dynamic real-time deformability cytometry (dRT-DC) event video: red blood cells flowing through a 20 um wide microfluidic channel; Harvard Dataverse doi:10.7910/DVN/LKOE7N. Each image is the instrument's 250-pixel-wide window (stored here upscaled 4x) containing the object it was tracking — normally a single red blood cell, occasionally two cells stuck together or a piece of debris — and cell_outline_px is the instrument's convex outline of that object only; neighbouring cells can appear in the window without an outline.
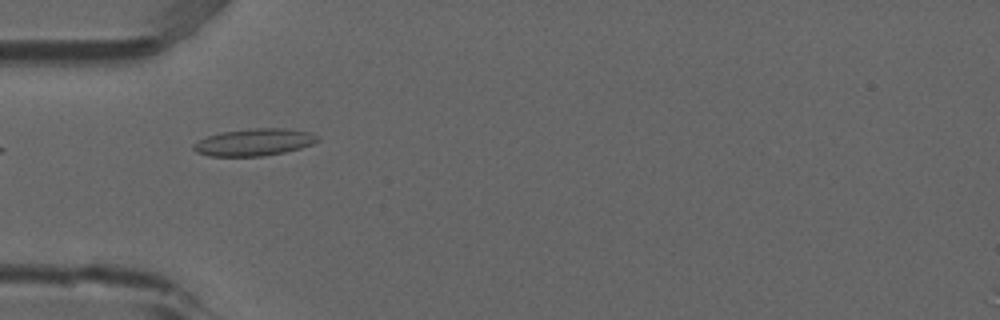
{"species": "common noctule bat (a hibernating species)", "species_latin": "Nyctalus noctula", "temperature_condition": "room temperature", "stored_images_in_passage": 6, "camera_frame_rate_fps": 3000, "um_per_image_px": 0.085, "animal": {"sex": "male", "forearm_length_mm": 52.5}, "frame": {"image": 1, "passage_image": 4, "time_ms": 1.0, "image_size_px": [1000, 320], "cell_outline_px": [[320, 140], [312, 144], [300, 148], [284, 152], [264, 156], [208, 156], [196, 152], [192, 148], [192, 144], [208, 136], [220, 132], [248, 128], [284, 128], [312, 132], [320, 136]], "centroid_in_image_um": [21.62, 12.08], "position_along_channel_um": 63.4, "area_um2": 19.83}}
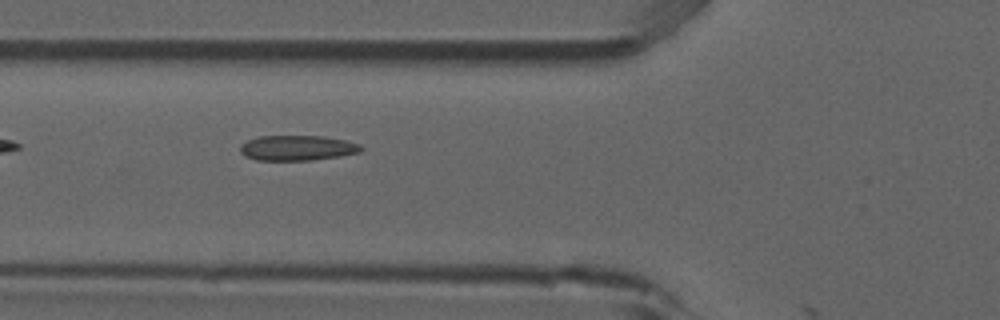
{"frame": {"image": 2, "passage_image": 5, "time_ms": 1.333, "image_size_px": [1000, 320], "cell_outline_px": [[364, 148], [360, 152], [340, 156], [312, 160], [256, 160], [244, 156], [240, 152], [240, 148], [248, 140], [260, 136], [324, 136], [344, 140], [360, 144]], "centroid_in_image_um": [25.29, 12.58], "position_along_channel_um": 100.5, "area_um2": 17.69}}
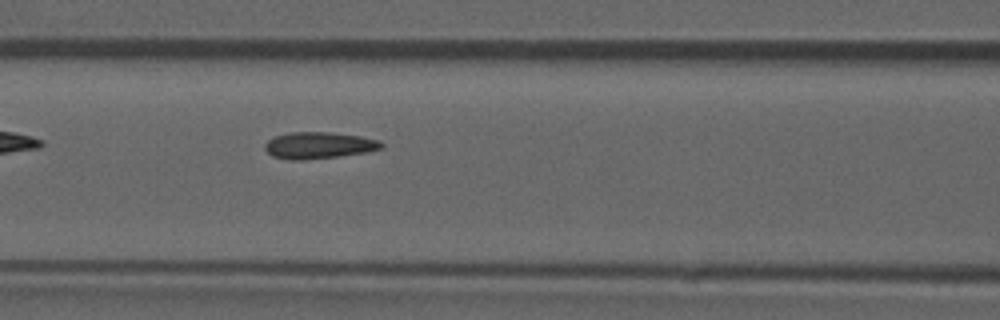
{"frame": {"image": 3, "passage_image": 6, "time_ms": 1.667, "image_size_px": [1000, 320], "cell_outline_px": [[384, 144], [380, 148], [364, 152], [340, 156], [300, 160], [292, 160], [272, 156], [264, 148], [264, 144], [268, 140], [276, 136], [292, 132], [332, 132], [360, 136], [380, 140]], "centroid_in_image_um": [27.08, 12.35], "position_along_channel_um": 139.5, "area_um2": 17.92}}